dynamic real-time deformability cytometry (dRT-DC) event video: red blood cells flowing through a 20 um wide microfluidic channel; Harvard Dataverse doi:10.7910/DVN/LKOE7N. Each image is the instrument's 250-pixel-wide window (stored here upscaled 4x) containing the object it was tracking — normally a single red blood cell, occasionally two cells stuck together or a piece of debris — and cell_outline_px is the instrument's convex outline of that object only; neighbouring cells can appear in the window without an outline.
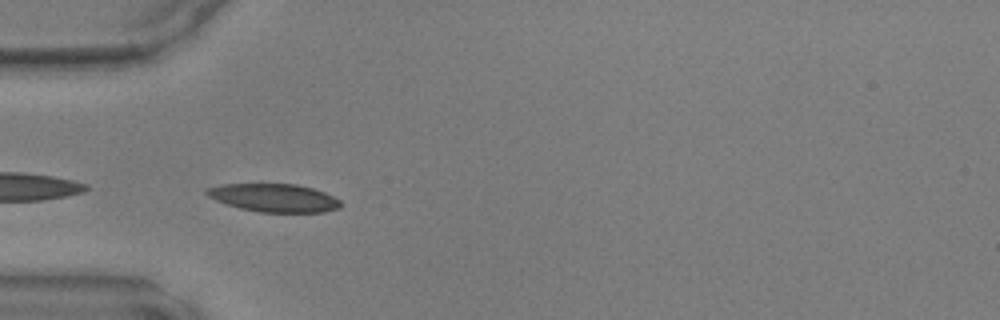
{"species": "common noctule bat (a hibernating species)", "species_latin": "Nyctalus noctula", "temperature_condition": "warm", "stored_images_in_passage": 34, "camera_frame_rate_fps": 3000, "um_per_image_px": 0.085, "animal": {"sex": "male", "body_mass_g": 17.9, "forearm_length_mm": 54.2}, "frame": {"image": 1, "passage_image": 1, "time_ms": 0.0, "image_size_px": [1000, 320], "cell_outline_px": [[344, 204], [340, 208], [324, 212], [260, 212], [240, 208], [216, 200], [208, 196], [204, 192], [204, 188], [220, 184], [296, 184], [312, 188], [324, 192], [340, 200]], "centroid_in_image_um": [23.3, 16.81], "position_along_channel_um": 61.7, "area_um2": 22.02}}
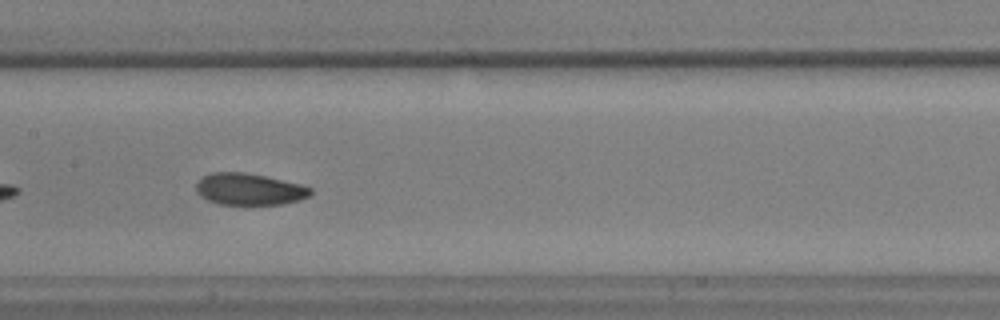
{"frame": {"image": 2, "passage_image": 10, "time_ms": 3.0, "image_size_px": [1000, 320], "cell_outline_px": [[312, 192], [308, 196], [300, 200], [284, 204], [220, 204], [208, 200], [200, 196], [196, 192], [196, 184], [204, 176], [212, 172], [244, 172], [264, 176], [300, 184], [312, 188]], "centroid_in_image_um": [21.18, 16.08], "position_along_channel_um": 186.2, "area_um2": 20.98}}
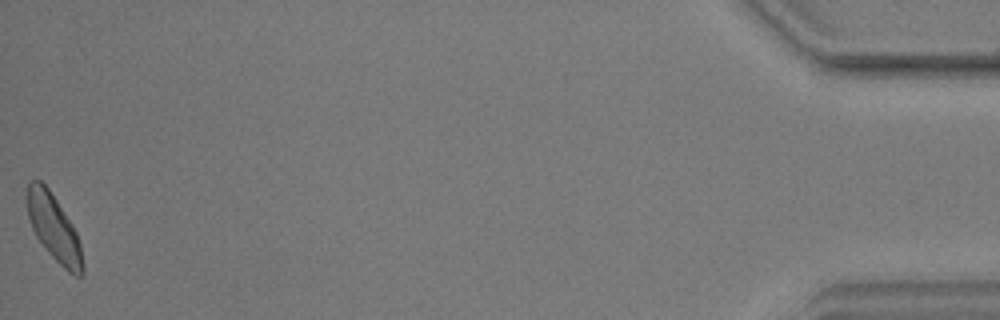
{"frame": {"image": 3, "passage_image": 34, "time_ms": 11.0, "image_size_px": [1000, 320], "cell_outline_px": [[84, 276], [76, 276], [68, 272], [48, 252], [36, 236], [32, 228], [28, 216], [24, 196], [28, 180], [40, 180], [48, 188], [72, 224], [76, 232], [80, 244], [84, 268]], "centroid_in_image_um": [4.55, 19.34], "position_along_channel_um": 430.7, "area_um2": 21.62}}